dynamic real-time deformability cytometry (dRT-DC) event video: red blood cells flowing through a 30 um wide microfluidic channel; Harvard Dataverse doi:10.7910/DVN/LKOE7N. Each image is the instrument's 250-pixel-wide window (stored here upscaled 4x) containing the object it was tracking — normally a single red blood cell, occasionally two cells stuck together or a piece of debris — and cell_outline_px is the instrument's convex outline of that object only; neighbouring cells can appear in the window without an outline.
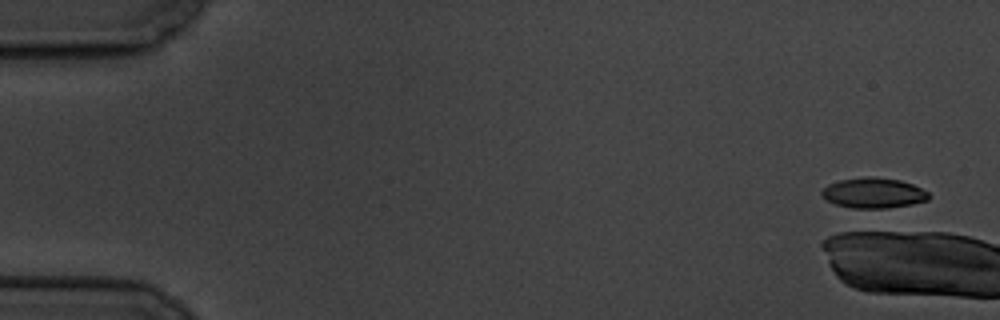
{"species": "common noctule bat (a hibernating species)", "species_latin": "Nyctalus noctula", "temperature_condition": "cold", "stored_images_in_passage": 8, "camera_frame_rate_fps": 3000, "um_per_image_px": 0.085, "animal": {"sex": "male", "body_mass_g": 19.5, "forearm_length_mm": 54.6}, "frame": {"image": 1, "passage_image": 1, "time_ms": 0.0, "image_size_px": [1000, 320], "cell_outline_px": [[932, 196], [928, 200], [912, 204], [888, 208], [852, 208], [836, 204], [824, 200], [820, 192], [828, 184], [840, 180], [864, 176], [872, 176], [900, 180], [912, 184], [928, 192]], "centroid_in_image_um": [74.24, 16.4], "position_along_channel_um": 10.8, "area_um2": 19.07}}